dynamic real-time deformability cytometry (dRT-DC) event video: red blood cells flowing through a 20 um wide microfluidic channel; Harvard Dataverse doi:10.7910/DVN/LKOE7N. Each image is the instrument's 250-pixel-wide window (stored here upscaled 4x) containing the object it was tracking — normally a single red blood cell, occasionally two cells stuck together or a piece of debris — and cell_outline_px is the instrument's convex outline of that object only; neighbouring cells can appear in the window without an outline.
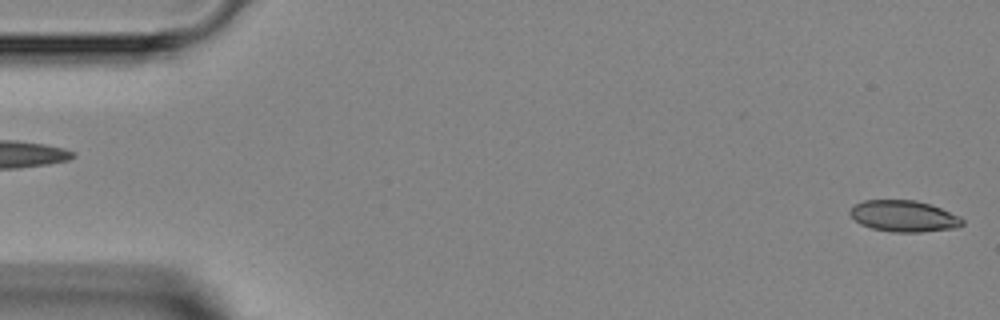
{"species": "Egyptian fruit bat (a non-hibernating species)", "species_latin": "Rousettus aegyptiacus", "temperature_condition": "room temperature", "stored_images_in_passage": 4, "segment_of_instrument_passage": [2, 2], "camera_frame_rate_fps": 3000, "um_per_image_px": 0.085, "animal": {"sex": "female"}, "frame": {"image": 1, "passage_image": 4, "time_ms": 4.667, "image_size_px": [1000, 320], "cell_outline_px": [[964, 224], [956, 228], [920, 232], [892, 232], [872, 228], [860, 224], [848, 212], [852, 204], [864, 200], [916, 200], [940, 208], [960, 216], [964, 220]], "centroid_in_image_um": [76.81, 18.37], "position_along_channel_um": 8.2, "area_um2": 20.58}}